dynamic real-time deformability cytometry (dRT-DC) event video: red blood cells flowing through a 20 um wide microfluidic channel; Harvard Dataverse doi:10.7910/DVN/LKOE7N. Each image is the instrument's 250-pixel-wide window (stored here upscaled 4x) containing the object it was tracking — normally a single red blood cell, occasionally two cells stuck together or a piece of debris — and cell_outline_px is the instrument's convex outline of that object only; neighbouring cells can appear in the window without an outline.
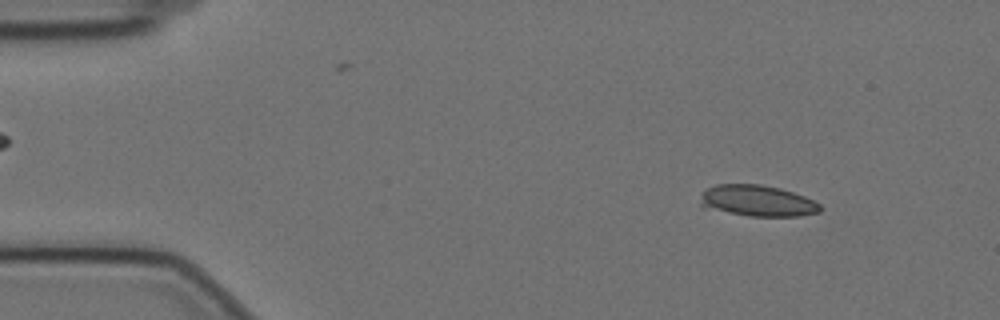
{"species": "Egyptian fruit bat (a non-hibernating species)", "species_latin": "Rousettus aegyptiacus", "temperature_condition": "cold", "stored_images_in_passage": 24, "camera_frame_rate_fps": 3000, "um_per_image_px": 0.085, "animal": {"sex": "female"}, "frame": {"image": 1, "passage_image": 6, "time_ms": 1.667, "image_size_px": [1000, 320], "cell_outline_px": [[820, 212], [800, 216], [748, 216], [728, 212], [700, 204], [704, 192], [708, 188], [716, 184], [760, 184], [780, 188], [804, 196], [820, 204]], "centroid_in_image_um": [64.44, 17.06], "position_along_channel_um": 20.6, "area_um2": 21.33}}
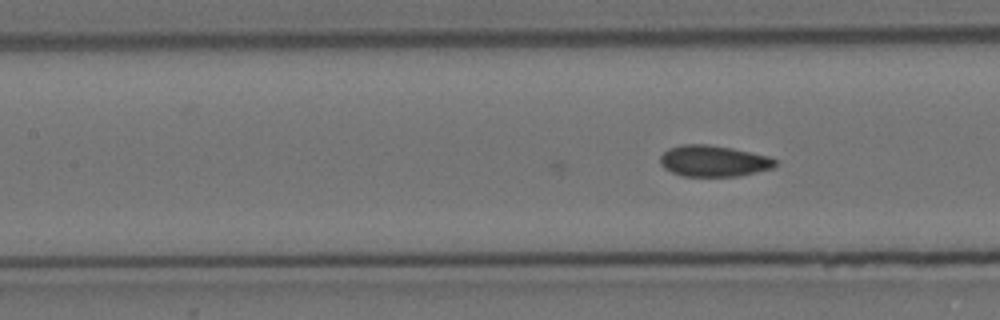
{"frame": {"image": 2, "passage_image": 24, "time_ms": 7.667, "image_size_px": [1000, 320], "cell_outline_px": [[776, 168], [740, 176], [684, 176], [672, 172], [664, 168], [660, 164], [660, 156], [668, 148], [680, 144], [708, 144], [732, 148], [768, 156], [776, 160]], "centroid_in_image_um": [60.66, 13.68], "position_along_channel_um": 146.7, "area_um2": 21.1}}